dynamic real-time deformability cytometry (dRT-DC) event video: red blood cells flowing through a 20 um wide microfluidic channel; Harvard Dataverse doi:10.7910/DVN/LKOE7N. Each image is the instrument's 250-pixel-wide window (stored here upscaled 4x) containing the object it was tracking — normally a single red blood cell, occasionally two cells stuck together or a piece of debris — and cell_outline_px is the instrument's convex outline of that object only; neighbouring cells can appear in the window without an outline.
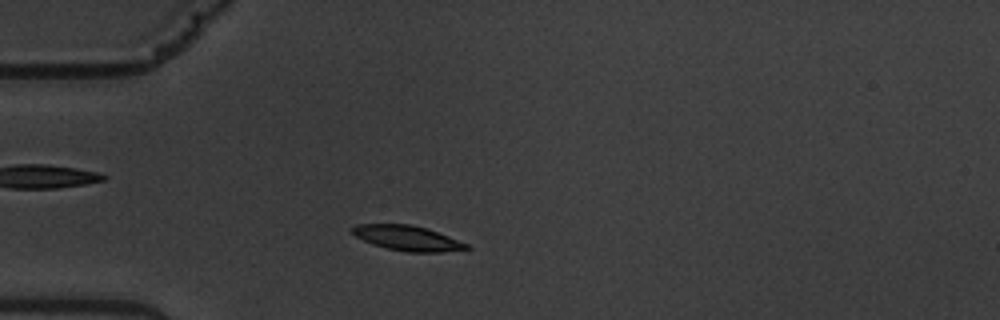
{"species": "common noctule bat (a hibernating species)", "species_latin": "Nyctalus noctula", "temperature_condition": "warm", "stored_images_in_passage": 2, "camera_frame_rate_fps": 3000, "um_per_image_px": 0.085, "animal": {"sex": "male", "body_mass_g": 19.5, "forearm_length_mm": 54.6}, "frame": {"image": 1, "passage_image": 2, "time_ms": 1.0, "image_size_px": [1000, 320], "cell_outline_px": [[472, 248], [440, 252], [408, 252], [388, 248], [372, 244], [348, 232], [348, 228], [356, 224], [412, 224], [428, 228], [468, 244]], "centroid_in_image_um": [34.58, 20.22], "position_along_channel_um": 50.4, "area_um2": 16.76}}